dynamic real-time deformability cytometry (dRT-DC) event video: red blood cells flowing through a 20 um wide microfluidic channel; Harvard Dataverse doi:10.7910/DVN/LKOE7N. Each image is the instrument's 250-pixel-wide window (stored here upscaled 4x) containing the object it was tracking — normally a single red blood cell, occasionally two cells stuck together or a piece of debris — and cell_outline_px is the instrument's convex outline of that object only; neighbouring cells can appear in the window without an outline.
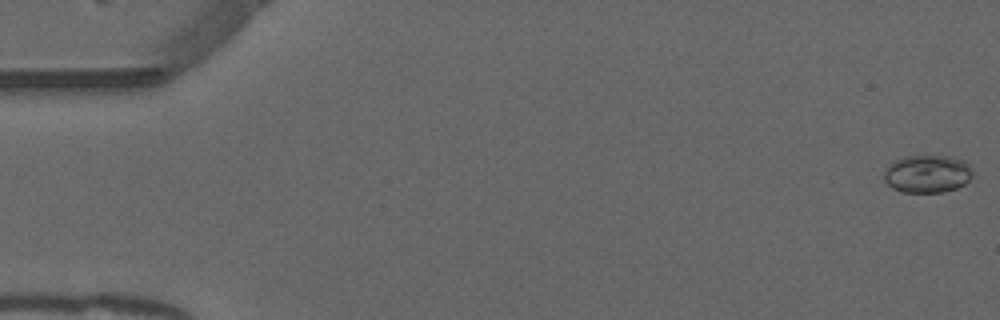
{"species": "common noctule bat (a hibernating species)", "species_latin": "Nyctalus noctula", "temperature_condition": "warm", "stored_images_in_passage": 53, "camera_frame_rate_fps": 3000, "um_per_image_px": 0.085, "animal": {"sex": "male", "forearm_length_mm": 52.5}, "frame": {"image": 1, "passage_image": 1, "time_ms": 0.0, "image_size_px": [1000, 320], "cell_outline_px": [[972, 176], [964, 184], [956, 188], [944, 192], [904, 192], [892, 188], [884, 180], [884, 168], [888, 164], [904, 156], [948, 156], [964, 160], [972, 168]], "centroid_in_image_um": [78.81, 14.77], "position_along_channel_um": 6.2, "area_um2": 19.59}}
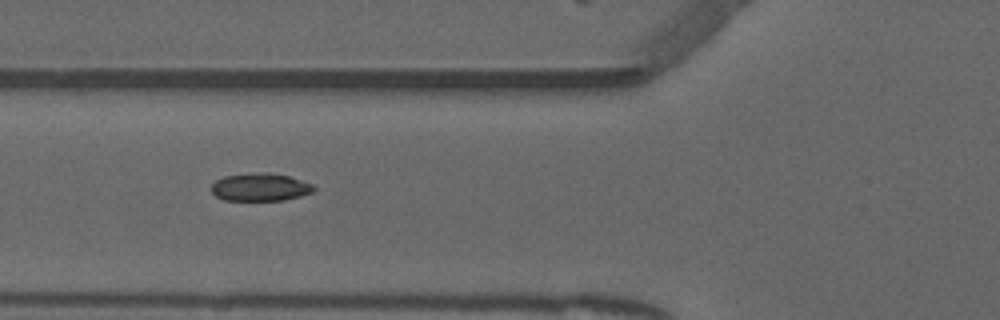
{"frame": {"image": 2, "passage_image": 20, "time_ms": 6.333, "image_size_px": [1000, 320], "cell_outline_px": [[316, 188], [312, 192], [300, 196], [284, 200], [224, 200], [216, 196], [212, 192], [212, 184], [216, 180], [224, 176], [252, 172], [268, 172], [288, 176], [312, 184]], "centroid_in_image_um": [22.1, 15.9], "position_along_channel_um": 103.7, "area_um2": 16.59}}
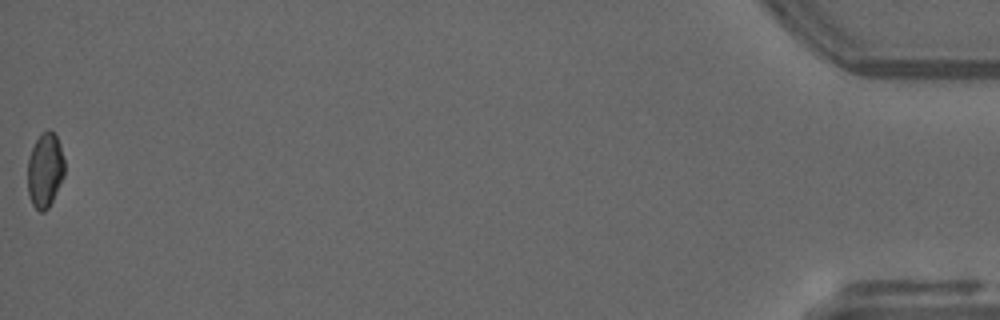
{"frame": {"image": 3, "passage_image": 53, "time_ms": 17.333, "image_size_px": [1000, 320], "cell_outline_px": [[64, 176], [48, 208], [44, 212], [40, 212], [32, 204], [28, 196], [28, 160], [32, 148], [36, 140], [48, 128], [56, 136], [60, 144], [64, 160]], "centroid_in_image_um": [3.82, 14.48], "position_along_channel_um": 431.4, "area_um2": 15.9}, "authors_computed_cell_mechanics": {"area_um2": 16.762, "velocity_mm_per_s": 3.9167, "shape_relaxation_time_tau1_ms": 10.6895, "shape_relaxation_time_tau2_ms": 1.3374, "deformation_change_tau1": 0.234, "deformation_change_tau2": 0.051}}